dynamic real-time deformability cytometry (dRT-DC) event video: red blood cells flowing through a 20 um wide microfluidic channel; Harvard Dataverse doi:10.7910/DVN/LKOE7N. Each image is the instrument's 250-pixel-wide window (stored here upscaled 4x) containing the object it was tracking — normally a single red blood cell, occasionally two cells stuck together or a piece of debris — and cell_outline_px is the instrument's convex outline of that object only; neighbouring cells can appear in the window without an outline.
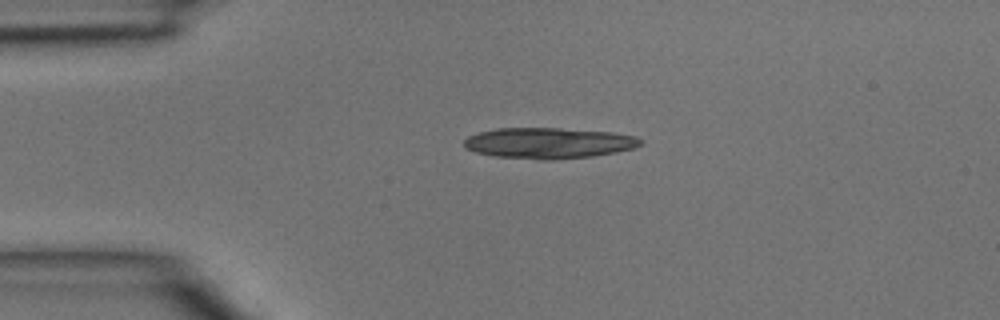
{"species": "common noctule bat (a hibernating species)", "species_latin": "Nyctalus noctula", "temperature_condition": "room temperature", "stored_images_in_passage": 4, "camera_frame_rate_fps": 3000, "um_per_image_px": 0.085, "animal": {"sex": "male", "body_mass_g": 15.6}, "frame": {"image": 1, "passage_image": 4, "time_ms": 1.0, "image_size_px": [1000, 320], "cell_outline_px": [[644, 144], [636, 148], [616, 152], [592, 156], [556, 160], [540, 160], [496, 156], [476, 152], [464, 148], [464, 140], [468, 136], [480, 132], [496, 128], [560, 128], [612, 132], [636, 136], [644, 140]], "centroid_in_image_um": [46.69, 12.16], "position_along_channel_um": 38.3, "area_um2": 32.02}}